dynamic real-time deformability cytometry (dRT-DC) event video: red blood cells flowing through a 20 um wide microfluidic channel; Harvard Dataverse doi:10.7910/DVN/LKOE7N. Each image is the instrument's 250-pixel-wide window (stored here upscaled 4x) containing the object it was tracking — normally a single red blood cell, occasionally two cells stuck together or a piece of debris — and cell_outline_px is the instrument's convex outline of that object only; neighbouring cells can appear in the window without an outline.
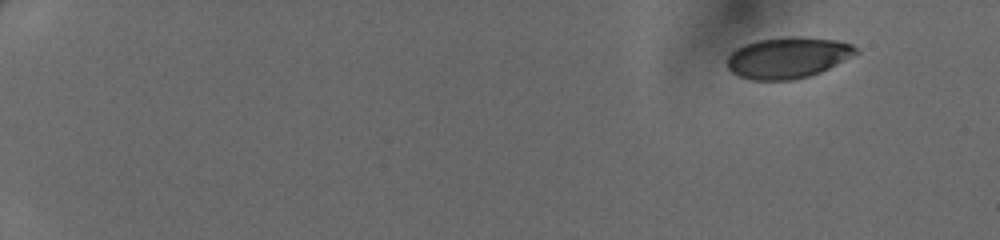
{"species": "human", "species_latin": "Homo sapiens", "temperature_condition": "cold", "stored_images_in_passage": 46, "camera_frame_rate_fps": 3000, "um_per_image_px": 0.085, "donor": {"sex": "female"}, "frame": {"image": 1, "passage_image": 1, "time_ms": 0.0, "image_size_px": [1000, 240], "cell_outline_px": [[860, 52], [820, 72], [808, 76], [792, 80], [752, 80], [740, 76], [732, 72], [728, 68], [728, 56], [736, 48], [744, 44], [760, 40], [780, 36], [800, 36], [836, 40], [852, 44]], "centroid_in_image_um": [66.96, 4.89], "position_along_channel_um": 18.0, "area_um2": 30.81}}
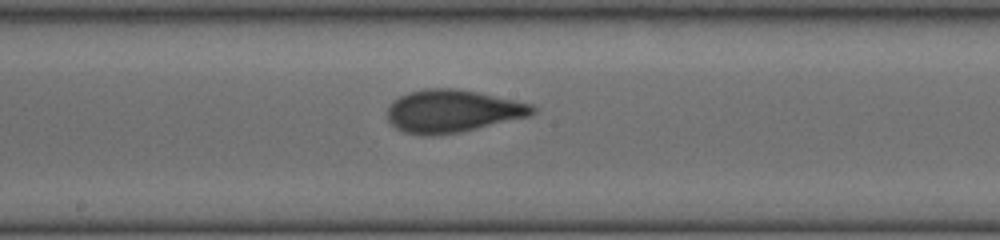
{"frame": {"image": 2, "passage_image": 26, "time_ms": 8.333, "image_size_px": [1000, 240], "cell_outline_px": [[536, 112], [528, 116], [460, 132], [432, 136], [420, 136], [404, 132], [396, 128], [388, 120], [388, 108], [400, 96], [408, 92], [424, 88], [456, 88], [476, 92], [532, 104], [536, 108]], "centroid_in_image_um": [38.43, 9.45], "position_along_channel_um": 209.8, "area_um2": 35.84}}
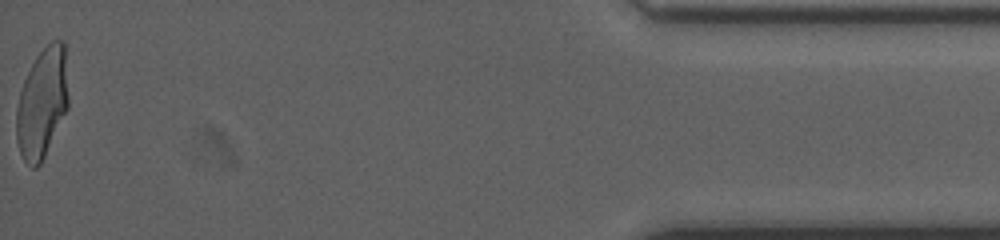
{"frame": {"image": 3, "passage_image": 46, "time_ms": 15.0, "image_size_px": [1000, 240], "cell_outline_px": [[68, 108], [40, 164], [36, 168], [32, 168], [24, 160], [20, 152], [16, 140], [16, 108], [20, 92], [24, 80], [36, 56], [52, 40], [64, 40], [68, 96]], "centroid_in_image_um": [3.58, 8.76], "position_along_channel_um": 431.6, "area_um2": 33.12}}